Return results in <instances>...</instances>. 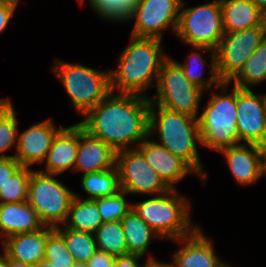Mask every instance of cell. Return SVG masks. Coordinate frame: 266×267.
Instances as JSON below:
<instances>
[{"label":"cell","instance_id":"cell-19","mask_svg":"<svg viewBox=\"0 0 266 267\" xmlns=\"http://www.w3.org/2000/svg\"><path fill=\"white\" fill-rule=\"evenodd\" d=\"M54 230L43 226L35 232L18 233L2 240L3 251L11 259L36 265L44 259L48 235Z\"/></svg>","mask_w":266,"mask_h":267},{"label":"cell","instance_id":"cell-2","mask_svg":"<svg viewBox=\"0 0 266 267\" xmlns=\"http://www.w3.org/2000/svg\"><path fill=\"white\" fill-rule=\"evenodd\" d=\"M161 39L131 36L130 43L119 56L118 69L110 70V90L144 95L157 84L164 55ZM155 80V85H153Z\"/></svg>","mask_w":266,"mask_h":267},{"label":"cell","instance_id":"cell-6","mask_svg":"<svg viewBox=\"0 0 266 267\" xmlns=\"http://www.w3.org/2000/svg\"><path fill=\"white\" fill-rule=\"evenodd\" d=\"M56 60L53 72L66 89L77 112L85 115L110 92V70L100 71L78 63Z\"/></svg>","mask_w":266,"mask_h":267},{"label":"cell","instance_id":"cell-26","mask_svg":"<svg viewBox=\"0 0 266 267\" xmlns=\"http://www.w3.org/2000/svg\"><path fill=\"white\" fill-rule=\"evenodd\" d=\"M81 185L89 195L84 199L94 200L100 197H110L122 191L116 165L100 172L83 174Z\"/></svg>","mask_w":266,"mask_h":267},{"label":"cell","instance_id":"cell-5","mask_svg":"<svg viewBox=\"0 0 266 267\" xmlns=\"http://www.w3.org/2000/svg\"><path fill=\"white\" fill-rule=\"evenodd\" d=\"M230 84L222 82L220 93L213 91L207 107L197 116L201 146L219 151L222 148L240 144L237 131L236 87L231 94L226 90Z\"/></svg>","mask_w":266,"mask_h":267},{"label":"cell","instance_id":"cell-7","mask_svg":"<svg viewBox=\"0 0 266 267\" xmlns=\"http://www.w3.org/2000/svg\"><path fill=\"white\" fill-rule=\"evenodd\" d=\"M56 174L31 170L27 202L34 208L44 226L56 228L64 224L75 193Z\"/></svg>","mask_w":266,"mask_h":267},{"label":"cell","instance_id":"cell-21","mask_svg":"<svg viewBox=\"0 0 266 267\" xmlns=\"http://www.w3.org/2000/svg\"><path fill=\"white\" fill-rule=\"evenodd\" d=\"M44 225L37 212L27 202L0 203V237H7L18 233L35 232Z\"/></svg>","mask_w":266,"mask_h":267},{"label":"cell","instance_id":"cell-30","mask_svg":"<svg viewBox=\"0 0 266 267\" xmlns=\"http://www.w3.org/2000/svg\"><path fill=\"white\" fill-rule=\"evenodd\" d=\"M10 98L0 100V158L14 157V155H1V153L17 147L18 120Z\"/></svg>","mask_w":266,"mask_h":267},{"label":"cell","instance_id":"cell-16","mask_svg":"<svg viewBox=\"0 0 266 267\" xmlns=\"http://www.w3.org/2000/svg\"><path fill=\"white\" fill-rule=\"evenodd\" d=\"M183 246L173 254L169 267H226L228 264L219 259L212 241L198 227L192 234L177 240Z\"/></svg>","mask_w":266,"mask_h":267},{"label":"cell","instance_id":"cell-29","mask_svg":"<svg viewBox=\"0 0 266 267\" xmlns=\"http://www.w3.org/2000/svg\"><path fill=\"white\" fill-rule=\"evenodd\" d=\"M100 251L117 256L127 255V244L120 221L103 222L93 233Z\"/></svg>","mask_w":266,"mask_h":267},{"label":"cell","instance_id":"cell-3","mask_svg":"<svg viewBox=\"0 0 266 267\" xmlns=\"http://www.w3.org/2000/svg\"><path fill=\"white\" fill-rule=\"evenodd\" d=\"M148 131L151 138L157 131V143L185 160L203 181L206 179L207 174L203 171L204 167L196 147V142L201 145L197 118L150 104Z\"/></svg>","mask_w":266,"mask_h":267},{"label":"cell","instance_id":"cell-40","mask_svg":"<svg viewBox=\"0 0 266 267\" xmlns=\"http://www.w3.org/2000/svg\"><path fill=\"white\" fill-rule=\"evenodd\" d=\"M4 267H34V265L13 260L4 253Z\"/></svg>","mask_w":266,"mask_h":267},{"label":"cell","instance_id":"cell-24","mask_svg":"<svg viewBox=\"0 0 266 267\" xmlns=\"http://www.w3.org/2000/svg\"><path fill=\"white\" fill-rule=\"evenodd\" d=\"M102 223L96 201L75 194L63 225L76 231L94 233Z\"/></svg>","mask_w":266,"mask_h":267},{"label":"cell","instance_id":"cell-8","mask_svg":"<svg viewBox=\"0 0 266 267\" xmlns=\"http://www.w3.org/2000/svg\"><path fill=\"white\" fill-rule=\"evenodd\" d=\"M156 89L154 98L149 96L150 104L197 118L204 91L187 80L177 61L170 57L163 61Z\"/></svg>","mask_w":266,"mask_h":267},{"label":"cell","instance_id":"cell-33","mask_svg":"<svg viewBox=\"0 0 266 267\" xmlns=\"http://www.w3.org/2000/svg\"><path fill=\"white\" fill-rule=\"evenodd\" d=\"M126 195V192L120 191L114 196L94 199L103 222L120 221L132 209Z\"/></svg>","mask_w":266,"mask_h":267},{"label":"cell","instance_id":"cell-18","mask_svg":"<svg viewBox=\"0 0 266 267\" xmlns=\"http://www.w3.org/2000/svg\"><path fill=\"white\" fill-rule=\"evenodd\" d=\"M116 151L101 139L91 136L79 124V145L74 170L83 174L100 172L115 166Z\"/></svg>","mask_w":266,"mask_h":267},{"label":"cell","instance_id":"cell-41","mask_svg":"<svg viewBox=\"0 0 266 267\" xmlns=\"http://www.w3.org/2000/svg\"><path fill=\"white\" fill-rule=\"evenodd\" d=\"M34 267H82V266H52L50 262L45 259L38 262Z\"/></svg>","mask_w":266,"mask_h":267},{"label":"cell","instance_id":"cell-20","mask_svg":"<svg viewBox=\"0 0 266 267\" xmlns=\"http://www.w3.org/2000/svg\"><path fill=\"white\" fill-rule=\"evenodd\" d=\"M79 145V123L62 128L54 137L45 162V171L59 175L71 167L74 169Z\"/></svg>","mask_w":266,"mask_h":267},{"label":"cell","instance_id":"cell-9","mask_svg":"<svg viewBox=\"0 0 266 267\" xmlns=\"http://www.w3.org/2000/svg\"><path fill=\"white\" fill-rule=\"evenodd\" d=\"M181 2L175 35L192 47H207L213 51L224 36L220 0L183 8Z\"/></svg>","mask_w":266,"mask_h":267},{"label":"cell","instance_id":"cell-36","mask_svg":"<svg viewBox=\"0 0 266 267\" xmlns=\"http://www.w3.org/2000/svg\"><path fill=\"white\" fill-rule=\"evenodd\" d=\"M115 258L114 255L97 250L82 267H113Z\"/></svg>","mask_w":266,"mask_h":267},{"label":"cell","instance_id":"cell-15","mask_svg":"<svg viewBox=\"0 0 266 267\" xmlns=\"http://www.w3.org/2000/svg\"><path fill=\"white\" fill-rule=\"evenodd\" d=\"M148 135L137 147L146 162L171 188L175 189V183L182 180L188 173L197 172L181 157L173 155L157 142L151 141Z\"/></svg>","mask_w":266,"mask_h":267},{"label":"cell","instance_id":"cell-35","mask_svg":"<svg viewBox=\"0 0 266 267\" xmlns=\"http://www.w3.org/2000/svg\"><path fill=\"white\" fill-rule=\"evenodd\" d=\"M20 167L15 157L0 158V188Z\"/></svg>","mask_w":266,"mask_h":267},{"label":"cell","instance_id":"cell-4","mask_svg":"<svg viewBox=\"0 0 266 267\" xmlns=\"http://www.w3.org/2000/svg\"><path fill=\"white\" fill-rule=\"evenodd\" d=\"M178 194L176 188L171 189L133 203L132 209L161 239L177 240L192 234L199 227L191 222L189 200Z\"/></svg>","mask_w":266,"mask_h":267},{"label":"cell","instance_id":"cell-31","mask_svg":"<svg viewBox=\"0 0 266 267\" xmlns=\"http://www.w3.org/2000/svg\"><path fill=\"white\" fill-rule=\"evenodd\" d=\"M31 170L21 166L0 188V203H18L27 201L28 184Z\"/></svg>","mask_w":266,"mask_h":267},{"label":"cell","instance_id":"cell-17","mask_svg":"<svg viewBox=\"0 0 266 267\" xmlns=\"http://www.w3.org/2000/svg\"><path fill=\"white\" fill-rule=\"evenodd\" d=\"M223 153L234 179L250 185L264 174L258 144L240 143L219 150Z\"/></svg>","mask_w":266,"mask_h":267},{"label":"cell","instance_id":"cell-1","mask_svg":"<svg viewBox=\"0 0 266 267\" xmlns=\"http://www.w3.org/2000/svg\"><path fill=\"white\" fill-rule=\"evenodd\" d=\"M149 107L147 96L110 92L78 123L116 152L132 149L149 135Z\"/></svg>","mask_w":266,"mask_h":267},{"label":"cell","instance_id":"cell-23","mask_svg":"<svg viewBox=\"0 0 266 267\" xmlns=\"http://www.w3.org/2000/svg\"><path fill=\"white\" fill-rule=\"evenodd\" d=\"M127 244V254L144 256L149 249L152 237L160 239L137 214L131 209L121 220Z\"/></svg>","mask_w":266,"mask_h":267},{"label":"cell","instance_id":"cell-37","mask_svg":"<svg viewBox=\"0 0 266 267\" xmlns=\"http://www.w3.org/2000/svg\"><path fill=\"white\" fill-rule=\"evenodd\" d=\"M142 258V256L139 255H133V254H127L123 256H117L115 258L113 267H146V265L149 262H155L158 261V259H155L154 257H151L147 259L146 263L143 265L138 264V261Z\"/></svg>","mask_w":266,"mask_h":267},{"label":"cell","instance_id":"cell-32","mask_svg":"<svg viewBox=\"0 0 266 267\" xmlns=\"http://www.w3.org/2000/svg\"><path fill=\"white\" fill-rule=\"evenodd\" d=\"M84 0H79L83 3ZM92 9L100 16L110 21H129L137 0H88Z\"/></svg>","mask_w":266,"mask_h":267},{"label":"cell","instance_id":"cell-22","mask_svg":"<svg viewBox=\"0 0 266 267\" xmlns=\"http://www.w3.org/2000/svg\"><path fill=\"white\" fill-rule=\"evenodd\" d=\"M224 33L266 25V14L251 0H220Z\"/></svg>","mask_w":266,"mask_h":267},{"label":"cell","instance_id":"cell-12","mask_svg":"<svg viewBox=\"0 0 266 267\" xmlns=\"http://www.w3.org/2000/svg\"><path fill=\"white\" fill-rule=\"evenodd\" d=\"M181 2L182 0H137L129 18L136 19L131 36L162 40L163 31L170 27L176 33Z\"/></svg>","mask_w":266,"mask_h":267},{"label":"cell","instance_id":"cell-11","mask_svg":"<svg viewBox=\"0 0 266 267\" xmlns=\"http://www.w3.org/2000/svg\"><path fill=\"white\" fill-rule=\"evenodd\" d=\"M121 190L127 194L166 193L171 188L152 169L137 148L116 152Z\"/></svg>","mask_w":266,"mask_h":267},{"label":"cell","instance_id":"cell-13","mask_svg":"<svg viewBox=\"0 0 266 267\" xmlns=\"http://www.w3.org/2000/svg\"><path fill=\"white\" fill-rule=\"evenodd\" d=\"M236 107L240 143L258 144L266 134V95L236 87Z\"/></svg>","mask_w":266,"mask_h":267},{"label":"cell","instance_id":"cell-34","mask_svg":"<svg viewBox=\"0 0 266 267\" xmlns=\"http://www.w3.org/2000/svg\"><path fill=\"white\" fill-rule=\"evenodd\" d=\"M44 259L52 266H80L70 254L63 237L55 229L47 237Z\"/></svg>","mask_w":266,"mask_h":267},{"label":"cell","instance_id":"cell-45","mask_svg":"<svg viewBox=\"0 0 266 267\" xmlns=\"http://www.w3.org/2000/svg\"><path fill=\"white\" fill-rule=\"evenodd\" d=\"M0 253V267H4V252Z\"/></svg>","mask_w":266,"mask_h":267},{"label":"cell","instance_id":"cell-27","mask_svg":"<svg viewBox=\"0 0 266 267\" xmlns=\"http://www.w3.org/2000/svg\"><path fill=\"white\" fill-rule=\"evenodd\" d=\"M266 80V38L253 52L241 70L228 82L233 87L250 89Z\"/></svg>","mask_w":266,"mask_h":267},{"label":"cell","instance_id":"cell-38","mask_svg":"<svg viewBox=\"0 0 266 267\" xmlns=\"http://www.w3.org/2000/svg\"><path fill=\"white\" fill-rule=\"evenodd\" d=\"M15 10V5L0 2V33L5 30Z\"/></svg>","mask_w":266,"mask_h":267},{"label":"cell","instance_id":"cell-44","mask_svg":"<svg viewBox=\"0 0 266 267\" xmlns=\"http://www.w3.org/2000/svg\"><path fill=\"white\" fill-rule=\"evenodd\" d=\"M20 0H0V2H3V3H8V4H13L17 7L18 3H19Z\"/></svg>","mask_w":266,"mask_h":267},{"label":"cell","instance_id":"cell-10","mask_svg":"<svg viewBox=\"0 0 266 267\" xmlns=\"http://www.w3.org/2000/svg\"><path fill=\"white\" fill-rule=\"evenodd\" d=\"M266 38V25L224 33L215 49L216 72L222 82H229Z\"/></svg>","mask_w":266,"mask_h":267},{"label":"cell","instance_id":"cell-28","mask_svg":"<svg viewBox=\"0 0 266 267\" xmlns=\"http://www.w3.org/2000/svg\"><path fill=\"white\" fill-rule=\"evenodd\" d=\"M54 229L63 237L70 254L80 266L84 265L98 250L93 233L61 228L60 225Z\"/></svg>","mask_w":266,"mask_h":267},{"label":"cell","instance_id":"cell-43","mask_svg":"<svg viewBox=\"0 0 266 267\" xmlns=\"http://www.w3.org/2000/svg\"><path fill=\"white\" fill-rule=\"evenodd\" d=\"M146 267H169V265L166 262L155 261V262H149L146 265Z\"/></svg>","mask_w":266,"mask_h":267},{"label":"cell","instance_id":"cell-25","mask_svg":"<svg viewBox=\"0 0 266 267\" xmlns=\"http://www.w3.org/2000/svg\"><path fill=\"white\" fill-rule=\"evenodd\" d=\"M196 48L197 51L192 52L188 58V61L184 64H181L177 62L183 72L186 76L187 80L194 84L195 86L201 88L203 91L209 90L211 88L219 89V85L222 83V81L219 79L217 72H216V65H215V51L207 48V47H193ZM200 51V52H198ZM202 51L208 52L210 51V57H211V68H210V77L206 80L202 77L204 71L200 70L205 67V60L202 57ZM201 66V67H200ZM200 70V71H199ZM200 72V73H199ZM214 86V87H213Z\"/></svg>","mask_w":266,"mask_h":267},{"label":"cell","instance_id":"cell-42","mask_svg":"<svg viewBox=\"0 0 266 267\" xmlns=\"http://www.w3.org/2000/svg\"><path fill=\"white\" fill-rule=\"evenodd\" d=\"M258 8L266 14V0H251Z\"/></svg>","mask_w":266,"mask_h":267},{"label":"cell","instance_id":"cell-14","mask_svg":"<svg viewBox=\"0 0 266 267\" xmlns=\"http://www.w3.org/2000/svg\"><path fill=\"white\" fill-rule=\"evenodd\" d=\"M57 129L51 118L36 123L18 134L16 155L21 166L29 167L34 163H42L51 148L54 137L62 129Z\"/></svg>","mask_w":266,"mask_h":267},{"label":"cell","instance_id":"cell-39","mask_svg":"<svg viewBox=\"0 0 266 267\" xmlns=\"http://www.w3.org/2000/svg\"><path fill=\"white\" fill-rule=\"evenodd\" d=\"M258 147L260 151L263 172L264 174H266V134L262 138V140L258 143Z\"/></svg>","mask_w":266,"mask_h":267}]
</instances>
